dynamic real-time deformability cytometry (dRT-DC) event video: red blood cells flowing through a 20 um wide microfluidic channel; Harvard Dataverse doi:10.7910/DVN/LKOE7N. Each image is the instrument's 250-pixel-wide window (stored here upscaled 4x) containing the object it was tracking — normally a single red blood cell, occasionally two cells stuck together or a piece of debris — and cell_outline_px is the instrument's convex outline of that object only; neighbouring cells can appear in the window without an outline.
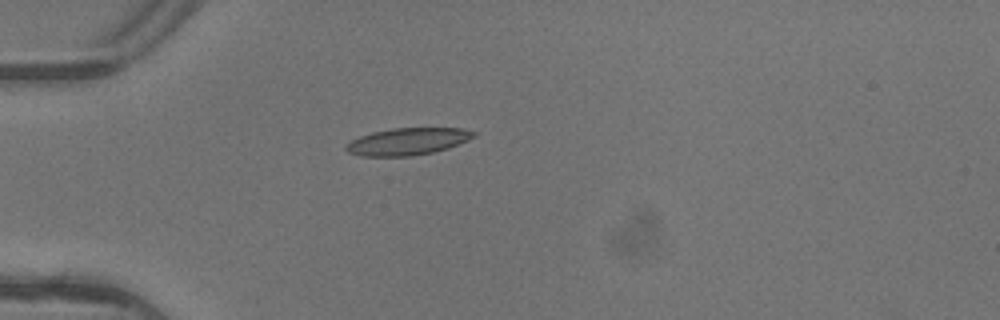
{"species": "common noctule bat (a hibernating species)", "species_latin": "Nyctalus noctula", "temperature_condition": "warm", "stored_images_in_passage": 3, "camera_frame_rate_fps": 3000, "um_per_image_px": 0.085, "animal": {"sex": "female"}, "frame": {"image": 1, "passage_image": 3, "time_ms": 0.667, "image_size_px": [1000, 320], "cell_outline_px": [[476, 136], [468, 140], [448, 148], [432, 152], [412, 156], [360, 156], [348, 152], [344, 148], [344, 144], [360, 136], [372, 132], [392, 128], [464, 128], [476, 132]], "centroid_in_image_um": [34.63, 12.02], "position_along_channel_um": 50.4, "area_um2": 20.23}}